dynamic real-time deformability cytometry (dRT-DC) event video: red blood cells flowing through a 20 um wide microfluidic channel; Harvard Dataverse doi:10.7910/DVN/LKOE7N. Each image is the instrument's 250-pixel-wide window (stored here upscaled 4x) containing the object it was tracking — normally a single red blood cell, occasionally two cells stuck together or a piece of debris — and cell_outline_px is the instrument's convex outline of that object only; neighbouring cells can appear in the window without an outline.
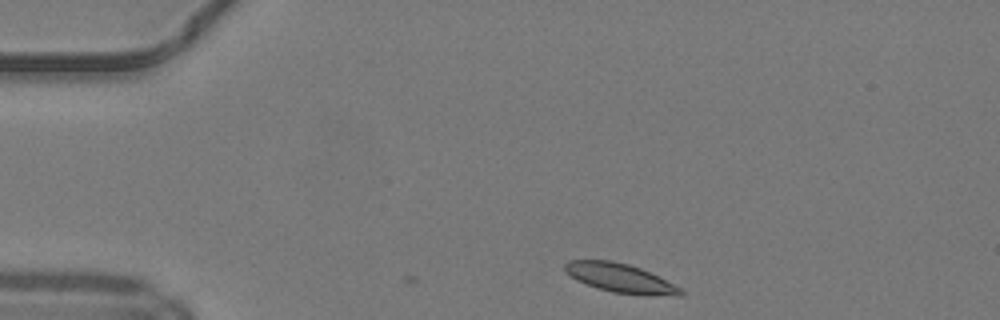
{"species": "common noctule bat (a hibernating species)", "species_latin": "Nyctalus noctula", "temperature_condition": "warm", "stored_images_in_passage": 3, "camera_frame_rate_fps": 3000, "um_per_image_px": 0.085, "animal": {"sex": "male", "body_mass_g": 19.2, "forearm_length_mm": 51.8}, "frame": {"image": 1, "passage_image": 1, "time_ms": 0.0, "image_size_px": [1000, 320], "cell_outline_px": [[684, 296], [644, 296], [612, 292], [596, 288], [576, 280], [564, 268], [564, 264], [568, 260], [612, 260], [628, 264], [640, 268], [680, 288], [684, 292]], "centroid_in_image_um": [52.73, 23.66], "position_along_channel_um": 32.3, "area_um2": 19.54}}